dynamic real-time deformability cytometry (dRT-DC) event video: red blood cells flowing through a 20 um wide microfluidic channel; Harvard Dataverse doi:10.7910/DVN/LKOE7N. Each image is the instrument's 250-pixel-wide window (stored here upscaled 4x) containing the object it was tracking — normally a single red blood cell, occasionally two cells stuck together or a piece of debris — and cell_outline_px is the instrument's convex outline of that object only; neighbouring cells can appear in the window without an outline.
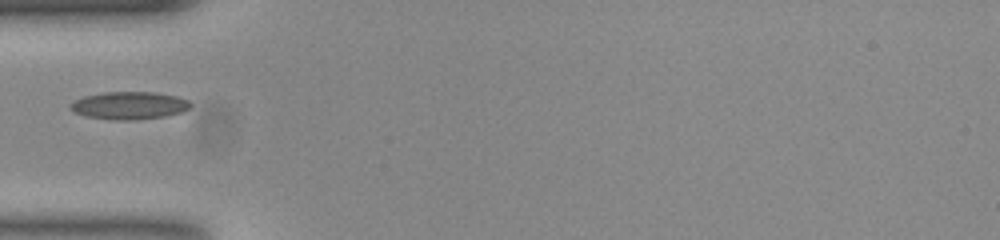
{"species": "common noctule bat (a hibernating species)", "species_latin": "Nyctalus noctula", "temperature_condition": "room temperature", "stored_images_in_passage": 37, "camera_frame_rate_fps": 3000, "um_per_image_px": 0.085, "animal": {"sex": "female", "body_mass_g": 23.0, "forearm_length_mm": 53.4}, "frame": {"image": 1, "passage_image": 1, "time_ms": 0.0, "image_size_px": [1000, 240], "cell_outline_px": [[192, 104], [188, 108], [180, 112], [164, 116], [128, 120], [116, 120], [84, 116], [72, 112], [68, 108], [68, 104], [84, 96], [104, 92], [156, 92], [176, 96], [188, 100]], "centroid_in_image_um": [10.92, 8.96], "position_along_channel_um": 74.1, "area_um2": 19.31}}
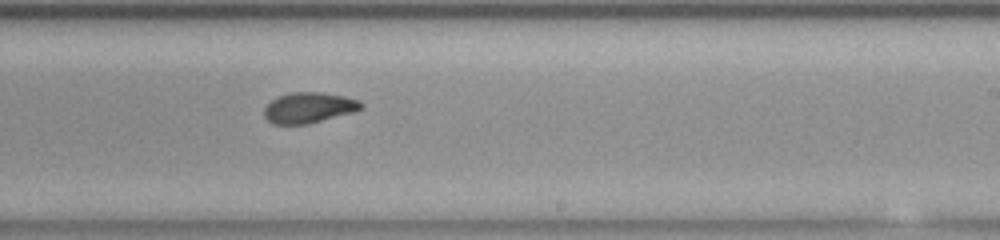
{"frame": {"image": 2, "passage_image": 16, "time_ms": 5.0, "image_size_px": [1000, 240], "cell_outline_px": [[364, 108], [356, 112], [308, 124], [272, 124], [264, 116], [264, 108], [272, 100], [280, 96], [292, 92], [320, 92], [344, 96], [360, 100], [364, 104]], "centroid_in_image_um": [26.31, 9.16], "position_along_channel_um": 262.7, "area_um2": 17.46}}
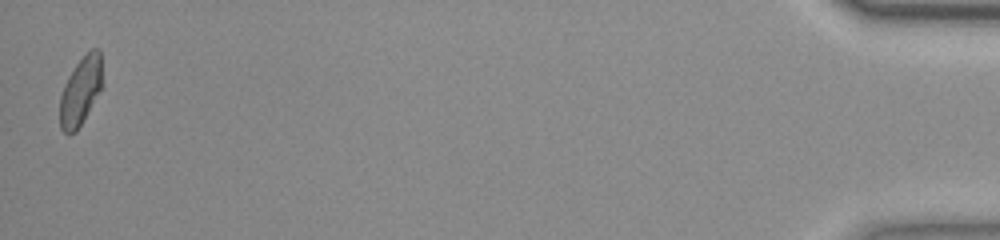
{"frame": {"image": 3, "passage_image": 37, "time_ms": 12.0, "image_size_px": [1000, 240], "cell_outline_px": [[104, 84], [76, 132], [68, 136], [60, 128], [60, 96], [64, 84], [68, 76], [76, 64], [92, 48], [100, 48]], "centroid_in_image_um": [6.87, 7.73], "position_along_channel_um": 428.3, "area_um2": 17.11}}